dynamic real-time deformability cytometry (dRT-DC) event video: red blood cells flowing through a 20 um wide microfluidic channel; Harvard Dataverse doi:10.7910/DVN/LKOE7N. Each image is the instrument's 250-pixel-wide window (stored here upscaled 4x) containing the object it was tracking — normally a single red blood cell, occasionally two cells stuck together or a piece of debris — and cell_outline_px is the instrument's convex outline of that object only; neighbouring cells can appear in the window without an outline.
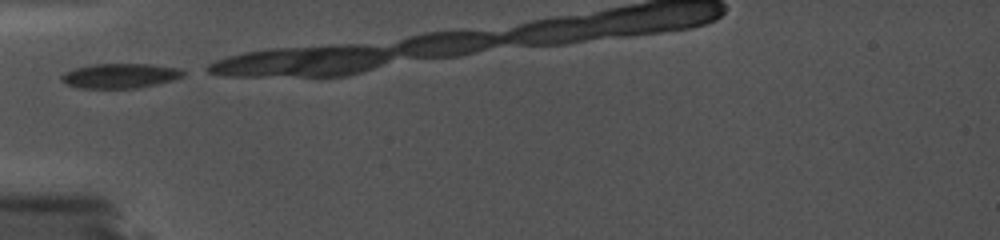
{"species": "common noctule bat (a hibernating species)", "species_latin": "Nyctalus noctula", "temperature_condition": "cold", "stored_images_in_passage": 4, "camera_frame_rate_fps": 5000, "um_per_image_px": 0.085, "animal": {"sex": "female", "body_mass_g": 19.0, "forearm_length_mm": 56.7}, "frame": {"image": 1, "passage_image": 1, "time_ms": 0.0, "image_size_px": [1000, 240], "cell_outline_px": [[184, 76], [172, 80], [140, 88], [80, 88], [64, 84], [60, 80], [60, 76], [64, 72], [76, 68], [92, 64], [152, 64], [180, 68], [184, 72]], "centroid_in_image_um": [10.18, 6.44], "position_along_channel_um": 74.8, "area_um2": 17.69}}